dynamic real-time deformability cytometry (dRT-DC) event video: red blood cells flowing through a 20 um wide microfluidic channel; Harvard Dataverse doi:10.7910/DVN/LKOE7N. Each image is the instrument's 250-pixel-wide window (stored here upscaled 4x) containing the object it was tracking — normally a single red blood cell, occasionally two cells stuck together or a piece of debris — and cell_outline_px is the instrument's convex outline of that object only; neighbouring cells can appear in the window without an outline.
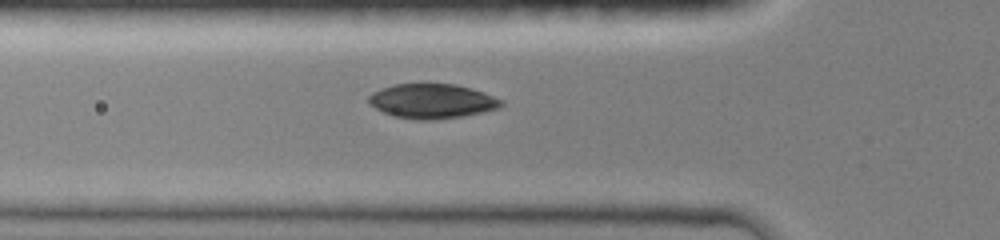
{"species": "common noctule bat (a hibernating species)", "species_latin": "Nyctalus noctula", "temperature_condition": "room temperature", "stored_images_in_passage": 8, "camera_frame_rate_fps": 3000, "um_per_image_px": 0.085, "animal": {"sex": "female", "body_mass_g": 19.0, "forearm_length_mm": 51.5}, "frame": {"image": 1, "passage_image": 2, "time_ms": 0.333, "image_size_px": [1000, 240], "cell_outline_px": [[504, 104], [500, 108], [460, 116], [428, 120], [420, 120], [392, 116], [368, 104], [368, 96], [372, 92], [380, 88], [396, 84], [456, 84], [472, 88], [484, 92], [504, 100]], "centroid_in_image_um": [36.72, 8.58], "position_along_channel_um": 89.1, "area_um2": 26.7}}
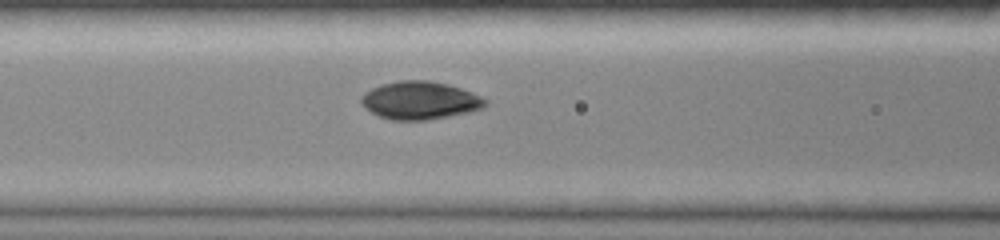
{"frame": {"image": 2, "passage_image": 4, "time_ms": 1.333, "image_size_px": [1000, 240], "cell_outline_px": [[488, 104], [484, 108], [468, 112], [448, 116], [424, 120], [392, 120], [380, 116], [372, 112], [360, 100], [372, 88], [380, 84], [400, 80], [428, 80], [448, 84], [460, 88], [480, 96], [488, 100]], "centroid_in_image_um": [35.75, 8.53], "position_along_channel_um": 130.9, "area_um2": 27.05}}
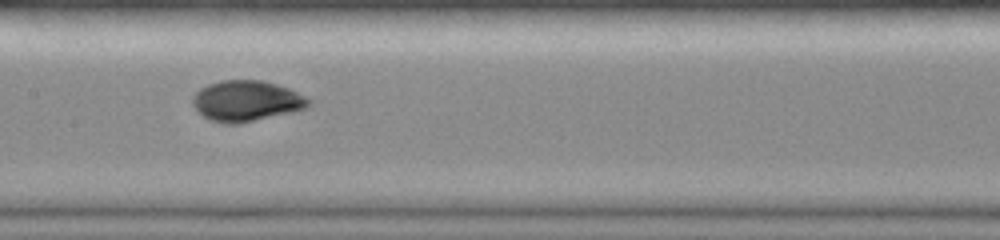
{"frame": {"image": 3, "passage_image": 7, "time_ms": 2.667, "image_size_px": [1000, 240], "cell_outline_px": [[312, 104], [304, 108], [292, 112], [240, 124], [224, 124], [212, 120], [204, 116], [192, 104], [192, 96], [200, 88], [208, 84], [224, 80], [260, 80], [276, 84], [288, 88], [312, 100]], "centroid_in_image_um": [20.94, 8.58], "position_along_channel_um": 186.5, "area_um2": 27.46}}